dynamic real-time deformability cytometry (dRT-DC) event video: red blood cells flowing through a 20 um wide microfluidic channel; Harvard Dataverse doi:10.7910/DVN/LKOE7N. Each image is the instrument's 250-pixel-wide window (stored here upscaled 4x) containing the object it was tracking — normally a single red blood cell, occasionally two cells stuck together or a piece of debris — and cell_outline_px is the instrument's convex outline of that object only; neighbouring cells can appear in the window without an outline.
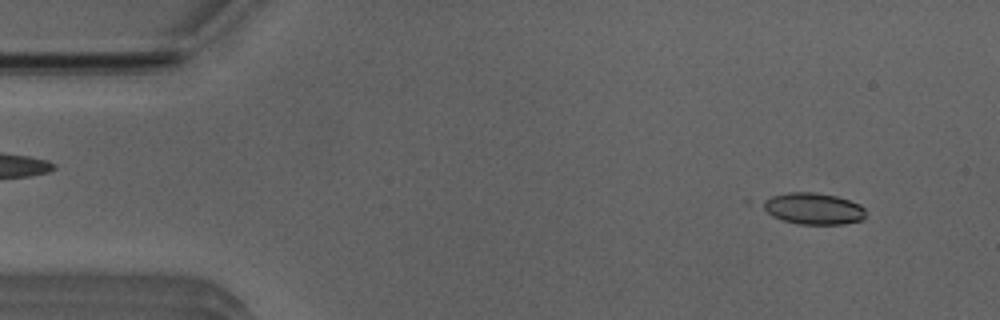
{"species": "Egyptian fruit bat (a non-hibernating species)", "species_latin": "Rousettus aegyptiacus", "temperature_condition": "room temperature", "stored_images_in_passage": 10, "camera_frame_rate_fps": 3000, "um_per_image_px": 0.085, "animal": {"sex": "male"}, "frame": {"image": 1, "passage_image": 4, "time_ms": 1.0, "image_size_px": [1000, 320], "cell_outline_px": [[864, 220], [844, 224], [800, 224], [780, 220], [772, 216], [756, 204], [772, 196], [788, 192], [816, 192], [836, 196], [860, 204], [864, 208]], "centroid_in_image_um": [69.07, 17.73], "position_along_channel_um": 15.9, "area_um2": 19.19}}